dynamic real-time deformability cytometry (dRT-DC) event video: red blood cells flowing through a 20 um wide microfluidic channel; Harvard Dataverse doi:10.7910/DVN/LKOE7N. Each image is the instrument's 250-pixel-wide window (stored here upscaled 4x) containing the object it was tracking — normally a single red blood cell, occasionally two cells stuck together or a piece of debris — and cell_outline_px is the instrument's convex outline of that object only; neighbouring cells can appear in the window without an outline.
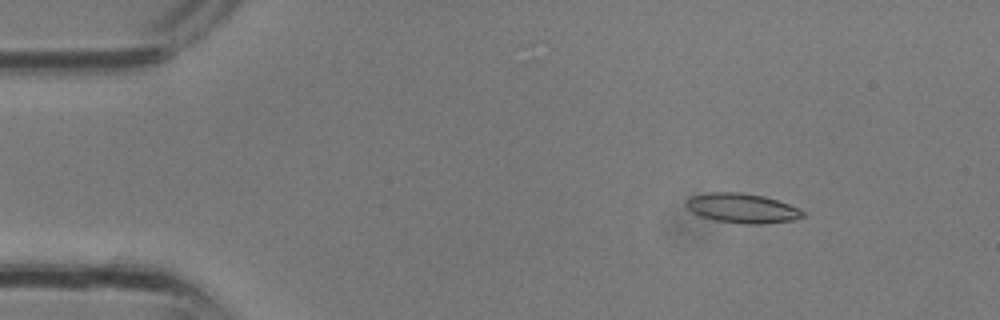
{"species": "common noctule bat (a hibernating species)", "species_latin": "Nyctalus noctula", "temperature_condition": "room temperature", "stored_images_in_passage": 32, "camera_frame_rate_fps": 3000, "um_per_image_px": 0.085, "animal": {"sex": "male", "body_mass_g": 13.3}, "frame": {"image": 1, "passage_image": 4, "time_ms": 1.0, "image_size_px": [1000, 320], "cell_outline_px": [[804, 216], [792, 220], [764, 224], [748, 224], [716, 220], [700, 216], [692, 212], [688, 208], [688, 200], [692, 196], [708, 192], [740, 192], [764, 196], [800, 208], [804, 212]], "centroid_in_image_um": [63.11, 17.69], "position_along_channel_um": 21.9, "area_um2": 19.88}}
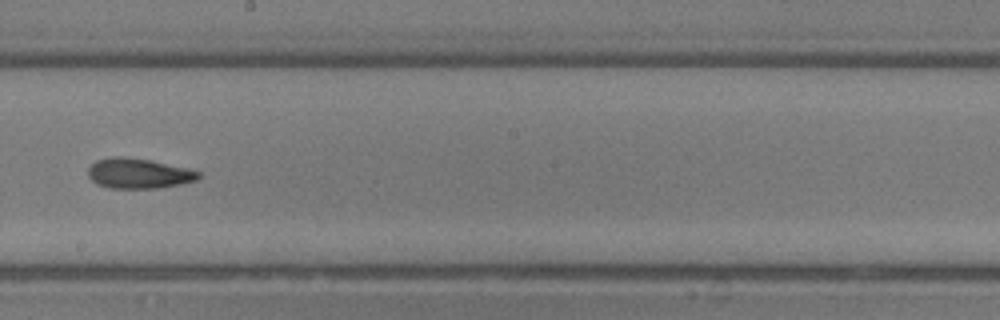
{"frame": {"image": 2, "passage_image": 18, "time_ms": 5.667, "image_size_px": [1000, 320], "cell_outline_px": [[200, 176], [196, 180], [180, 184], [156, 188], [108, 188], [96, 184], [88, 176], [88, 168], [96, 160], [112, 156], [124, 156], [152, 160], [188, 168], [200, 172]], "centroid_in_image_um": [11.76, 14.73], "position_along_channel_um": 236.4, "area_um2": 19.54}}
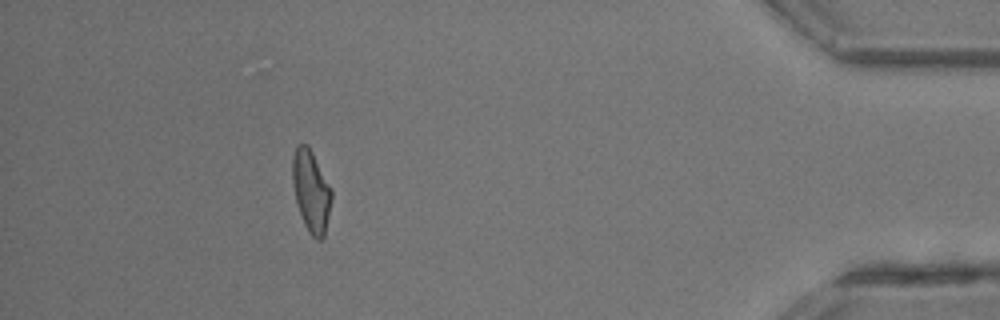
{"frame": {"image": 3, "passage_image": 29, "time_ms": 9.333, "image_size_px": [1000, 320], "cell_outline_px": [[332, 196], [324, 236], [320, 240], [316, 240], [308, 232], [304, 224], [296, 200], [292, 180], [292, 156], [296, 144], [308, 144], [332, 192]], "centroid_in_image_um": [26.42, 16.23], "position_along_channel_um": 408.8, "area_um2": 18.32}}